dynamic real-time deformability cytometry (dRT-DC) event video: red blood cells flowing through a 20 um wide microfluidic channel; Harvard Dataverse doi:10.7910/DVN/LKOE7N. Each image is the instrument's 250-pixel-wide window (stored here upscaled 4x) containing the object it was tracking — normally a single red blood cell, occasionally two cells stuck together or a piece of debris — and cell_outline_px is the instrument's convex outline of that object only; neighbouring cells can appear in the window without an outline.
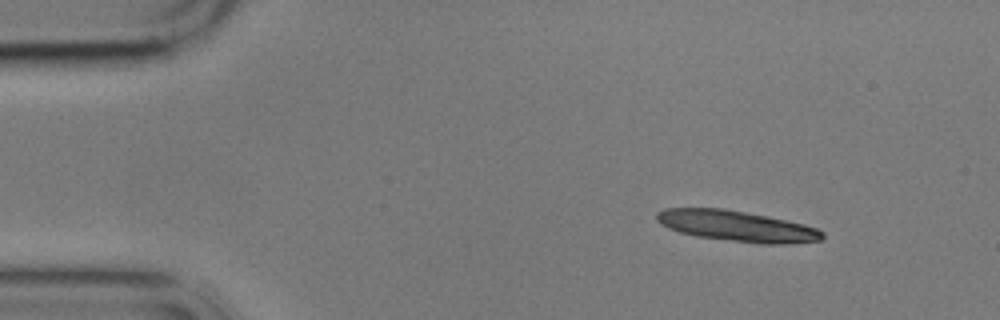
{"species": "common noctule bat (a hibernating species)", "species_latin": "Nyctalus noctula", "temperature_condition": "cold", "stored_images_in_passage": 4, "segment_of_instrument_passage": [1, 2], "camera_frame_rate_fps": 3000, "um_per_image_px": 0.085, "animal": {"sex": "male", "body_mass_g": 17.9}, "frame": {"image": 1, "passage_image": 1, "time_ms": 0.0, "image_size_px": [1000, 320], "cell_outline_px": [[824, 236], [820, 240], [784, 244], [760, 244], [696, 236], [680, 232], [668, 228], [660, 224], [656, 220], [656, 212], [664, 208], [724, 208], [768, 216], [788, 220], [804, 224], [816, 228], [824, 232]], "centroid_in_image_um": [62.61, 19.21], "position_along_channel_um": 22.4, "area_um2": 29.82}}